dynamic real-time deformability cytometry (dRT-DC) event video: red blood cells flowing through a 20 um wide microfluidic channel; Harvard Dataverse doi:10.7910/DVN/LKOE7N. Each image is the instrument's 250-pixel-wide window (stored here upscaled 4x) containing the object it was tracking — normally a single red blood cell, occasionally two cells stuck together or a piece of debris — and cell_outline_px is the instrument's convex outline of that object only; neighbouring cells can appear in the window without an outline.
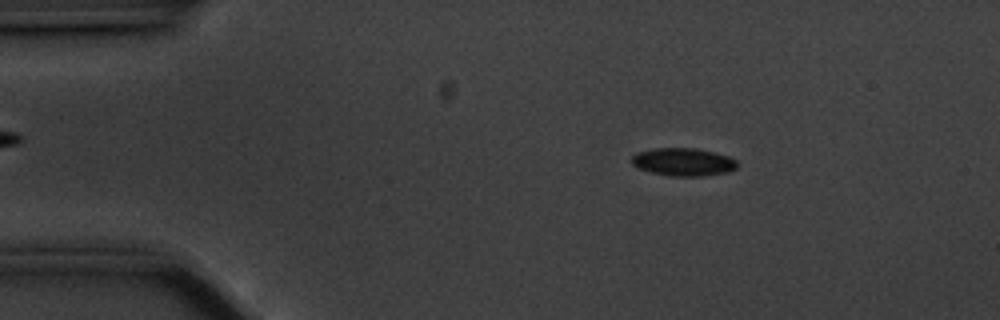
{"species": "common noctule bat (a hibernating species)", "species_latin": "Nyctalus noctula", "temperature_condition": "cold", "stored_images_in_passage": 56, "camera_frame_rate_fps": 3000, "um_per_image_px": 0.085, "animal": {"sex": "male", "body_mass_g": 20.1, "forearm_length_mm": 53.5}, "frame": {"image": 1, "passage_image": 9, "time_ms": 2.667, "image_size_px": [1000, 320], "cell_outline_px": [[736, 168], [728, 172], [700, 176], [672, 176], [652, 172], [640, 168], [632, 164], [632, 156], [636, 152], [656, 148], [696, 148], [728, 156], [736, 160]], "centroid_in_image_um": [58.07, 13.76], "position_along_channel_um": 26.9, "area_um2": 16.94}}
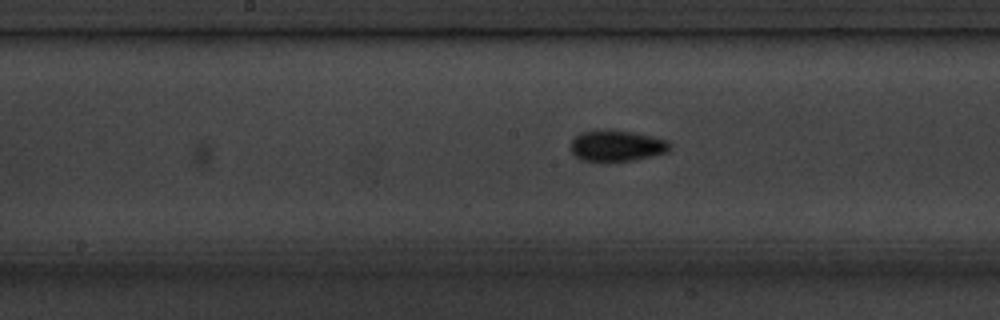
{"frame": {"image": 2, "passage_image": 28, "time_ms": 9.0, "image_size_px": [1000, 320], "cell_outline_px": [[672, 148], [668, 152], [652, 156], [632, 160], [580, 160], [572, 152], [572, 140], [580, 132], [632, 132], [668, 140], [672, 144]], "centroid_in_image_um": [52.5, 12.41], "position_along_channel_um": 195.7, "area_um2": 17.17}}
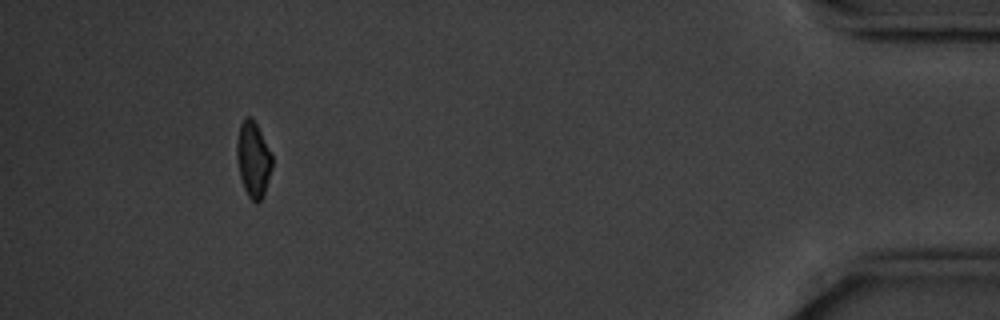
{"frame": {"image": 3, "passage_image": 52, "time_ms": 17.0, "image_size_px": [1000, 320], "cell_outline_px": [[272, 168], [264, 196], [256, 204], [248, 196], [244, 188], [240, 176], [236, 152], [236, 144], [240, 124], [244, 116], [248, 116], [256, 124], [272, 156]], "centroid_in_image_um": [21.52, 13.58], "position_along_channel_um": 413.7, "area_um2": 15.37}, "authors_computed_cell_mechanics": {"area_um2": 16.7331, "velocity_mm_per_s": 3.5285, "shape_relaxation_time_tau1_ms": 2.627, "shape_relaxation_time_tau2_ms": null, "deformation_change_tau1": 0.0986, "deformation_change_tau2": null}}